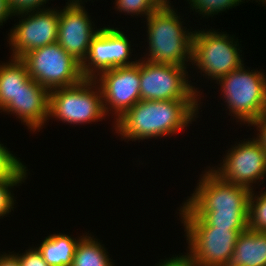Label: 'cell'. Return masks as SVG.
I'll return each instance as SVG.
<instances>
[{"label":"cell","instance_id":"obj_32","mask_svg":"<svg viewBox=\"0 0 266 266\" xmlns=\"http://www.w3.org/2000/svg\"><path fill=\"white\" fill-rule=\"evenodd\" d=\"M163 4H171L170 2V0H160Z\"/></svg>","mask_w":266,"mask_h":266},{"label":"cell","instance_id":"obj_33","mask_svg":"<svg viewBox=\"0 0 266 266\" xmlns=\"http://www.w3.org/2000/svg\"><path fill=\"white\" fill-rule=\"evenodd\" d=\"M257 2H262V4H266V0H256Z\"/></svg>","mask_w":266,"mask_h":266},{"label":"cell","instance_id":"obj_27","mask_svg":"<svg viewBox=\"0 0 266 266\" xmlns=\"http://www.w3.org/2000/svg\"><path fill=\"white\" fill-rule=\"evenodd\" d=\"M155 266H197V264L194 262V259L188 254L186 255H178L172 258L169 257L163 260L162 262L159 261V263Z\"/></svg>","mask_w":266,"mask_h":266},{"label":"cell","instance_id":"obj_22","mask_svg":"<svg viewBox=\"0 0 266 266\" xmlns=\"http://www.w3.org/2000/svg\"><path fill=\"white\" fill-rule=\"evenodd\" d=\"M190 4L192 11L199 13L203 18L213 17L218 13L224 12L231 8L241 5L244 3L243 0H187ZM242 2V3H241ZM240 3V4H239Z\"/></svg>","mask_w":266,"mask_h":266},{"label":"cell","instance_id":"obj_15","mask_svg":"<svg viewBox=\"0 0 266 266\" xmlns=\"http://www.w3.org/2000/svg\"><path fill=\"white\" fill-rule=\"evenodd\" d=\"M49 93L47 88L31 78L2 111L15 114L30 131H39L49 119Z\"/></svg>","mask_w":266,"mask_h":266},{"label":"cell","instance_id":"obj_12","mask_svg":"<svg viewBox=\"0 0 266 266\" xmlns=\"http://www.w3.org/2000/svg\"><path fill=\"white\" fill-rule=\"evenodd\" d=\"M188 254L197 266H226L237 237L248 228L184 227Z\"/></svg>","mask_w":266,"mask_h":266},{"label":"cell","instance_id":"obj_8","mask_svg":"<svg viewBox=\"0 0 266 266\" xmlns=\"http://www.w3.org/2000/svg\"><path fill=\"white\" fill-rule=\"evenodd\" d=\"M188 75L187 67L157 64L141 57L140 100H200L202 93Z\"/></svg>","mask_w":266,"mask_h":266},{"label":"cell","instance_id":"obj_2","mask_svg":"<svg viewBox=\"0 0 266 266\" xmlns=\"http://www.w3.org/2000/svg\"><path fill=\"white\" fill-rule=\"evenodd\" d=\"M201 100H139L114 120L115 133L128 141L167 137L198 118ZM199 102V103H198Z\"/></svg>","mask_w":266,"mask_h":266},{"label":"cell","instance_id":"obj_23","mask_svg":"<svg viewBox=\"0 0 266 266\" xmlns=\"http://www.w3.org/2000/svg\"><path fill=\"white\" fill-rule=\"evenodd\" d=\"M115 8L120 13L126 15H141L144 18L150 16L154 11L161 8L164 4L160 0H115ZM146 16V17H145Z\"/></svg>","mask_w":266,"mask_h":266},{"label":"cell","instance_id":"obj_29","mask_svg":"<svg viewBox=\"0 0 266 266\" xmlns=\"http://www.w3.org/2000/svg\"><path fill=\"white\" fill-rule=\"evenodd\" d=\"M13 16V11L8 3V0H0V26H3L9 17ZM1 28V27H0Z\"/></svg>","mask_w":266,"mask_h":266},{"label":"cell","instance_id":"obj_3","mask_svg":"<svg viewBox=\"0 0 266 266\" xmlns=\"http://www.w3.org/2000/svg\"><path fill=\"white\" fill-rule=\"evenodd\" d=\"M180 17L171 4H164L146 18L149 49L142 59L183 67L190 64L194 31L186 30Z\"/></svg>","mask_w":266,"mask_h":266},{"label":"cell","instance_id":"obj_9","mask_svg":"<svg viewBox=\"0 0 266 266\" xmlns=\"http://www.w3.org/2000/svg\"><path fill=\"white\" fill-rule=\"evenodd\" d=\"M16 15L22 19L10 29L7 41L12 58L21 59L31 50L57 42L59 10L49 7L13 13Z\"/></svg>","mask_w":266,"mask_h":266},{"label":"cell","instance_id":"obj_19","mask_svg":"<svg viewBox=\"0 0 266 266\" xmlns=\"http://www.w3.org/2000/svg\"><path fill=\"white\" fill-rule=\"evenodd\" d=\"M108 254L104 244L86 233L76 246L72 266H115Z\"/></svg>","mask_w":266,"mask_h":266},{"label":"cell","instance_id":"obj_30","mask_svg":"<svg viewBox=\"0 0 266 266\" xmlns=\"http://www.w3.org/2000/svg\"><path fill=\"white\" fill-rule=\"evenodd\" d=\"M4 253H0V266H20L18 258L12 252Z\"/></svg>","mask_w":266,"mask_h":266},{"label":"cell","instance_id":"obj_26","mask_svg":"<svg viewBox=\"0 0 266 266\" xmlns=\"http://www.w3.org/2000/svg\"><path fill=\"white\" fill-rule=\"evenodd\" d=\"M48 1L49 0H8V3L13 13H16L27 10L45 9L44 4Z\"/></svg>","mask_w":266,"mask_h":266},{"label":"cell","instance_id":"obj_21","mask_svg":"<svg viewBox=\"0 0 266 266\" xmlns=\"http://www.w3.org/2000/svg\"><path fill=\"white\" fill-rule=\"evenodd\" d=\"M248 229L266 232V190L255 194L251 191L249 198Z\"/></svg>","mask_w":266,"mask_h":266},{"label":"cell","instance_id":"obj_20","mask_svg":"<svg viewBox=\"0 0 266 266\" xmlns=\"http://www.w3.org/2000/svg\"><path fill=\"white\" fill-rule=\"evenodd\" d=\"M1 143V142H0ZM9 151V149L0 144V180L4 179H27V167Z\"/></svg>","mask_w":266,"mask_h":266},{"label":"cell","instance_id":"obj_25","mask_svg":"<svg viewBox=\"0 0 266 266\" xmlns=\"http://www.w3.org/2000/svg\"><path fill=\"white\" fill-rule=\"evenodd\" d=\"M19 260L20 266H49L37 248L30 247L24 253H13ZM22 254V255H21Z\"/></svg>","mask_w":266,"mask_h":266},{"label":"cell","instance_id":"obj_28","mask_svg":"<svg viewBox=\"0 0 266 266\" xmlns=\"http://www.w3.org/2000/svg\"><path fill=\"white\" fill-rule=\"evenodd\" d=\"M254 125V126H253ZM248 126H256L257 136L254 138L266 151V113L262 114Z\"/></svg>","mask_w":266,"mask_h":266},{"label":"cell","instance_id":"obj_7","mask_svg":"<svg viewBox=\"0 0 266 266\" xmlns=\"http://www.w3.org/2000/svg\"><path fill=\"white\" fill-rule=\"evenodd\" d=\"M21 60L26 64L30 77L49 91L71 87L85 79L81 62L58 42L31 50Z\"/></svg>","mask_w":266,"mask_h":266},{"label":"cell","instance_id":"obj_11","mask_svg":"<svg viewBox=\"0 0 266 266\" xmlns=\"http://www.w3.org/2000/svg\"><path fill=\"white\" fill-rule=\"evenodd\" d=\"M130 43L126 34L118 28H100L90 43L87 57L81 63L84 78L94 79L106 70L136 64L138 60L130 59L133 51Z\"/></svg>","mask_w":266,"mask_h":266},{"label":"cell","instance_id":"obj_13","mask_svg":"<svg viewBox=\"0 0 266 266\" xmlns=\"http://www.w3.org/2000/svg\"><path fill=\"white\" fill-rule=\"evenodd\" d=\"M94 80L100 87L106 115L114 112L117 120L140 100V59L134 65L106 70Z\"/></svg>","mask_w":266,"mask_h":266},{"label":"cell","instance_id":"obj_5","mask_svg":"<svg viewBox=\"0 0 266 266\" xmlns=\"http://www.w3.org/2000/svg\"><path fill=\"white\" fill-rule=\"evenodd\" d=\"M214 29L194 31L191 64L200 69L201 75L218 80L244 63L238 38ZM203 73V74H202Z\"/></svg>","mask_w":266,"mask_h":266},{"label":"cell","instance_id":"obj_16","mask_svg":"<svg viewBox=\"0 0 266 266\" xmlns=\"http://www.w3.org/2000/svg\"><path fill=\"white\" fill-rule=\"evenodd\" d=\"M226 266H266V232L240 233Z\"/></svg>","mask_w":266,"mask_h":266},{"label":"cell","instance_id":"obj_14","mask_svg":"<svg viewBox=\"0 0 266 266\" xmlns=\"http://www.w3.org/2000/svg\"><path fill=\"white\" fill-rule=\"evenodd\" d=\"M92 23L82 4L66 3L59 10L57 42L81 63L87 57L92 39L100 30Z\"/></svg>","mask_w":266,"mask_h":266},{"label":"cell","instance_id":"obj_4","mask_svg":"<svg viewBox=\"0 0 266 266\" xmlns=\"http://www.w3.org/2000/svg\"><path fill=\"white\" fill-rule=\"evenodd\" d=\"M244 64L218 79L221 95L227 103L229 115L240 124H250L266 113V74Z\"/></svg>","mask_w":266,"mask_h":266},{"label":"cell","instance_id":"obj_1","mask_svg":"<svg viewBox=\"0 0 266 266\" xmlns=\"http://www.w3.org/2000/svg\"><path fill=\"white\" fill-rule=\"evenodd\" d=\"M194 190L178 210L184 227L248 228L251 190L223 180L210 166Z\"/></svg>","mask_w":266,"mask_h":266},{"label":"cell","instance_id":"obj_18","mask_svg":"<svg viewBox=\"0 0 266 266\" xmlns=\"http://www.w3.org/2000/svg\"><path fill=\"white\" fill-rule=\"evenodd\" d=\"M10 58L8 63H0V110L15 99L31 79L26 64L21 59Z\"/></svg>","mask_w":266,"mask_h":266},{"label":"cell","instance_id":"obj_6","mask_svg":"<svg viewBox=\"0 0 266 266\" xmlns=\"http://www.w3.org/2000/svg\"><path fill=\"white\" fill-rule=\"evenodd\" d=\"M106 116L102 93L94 79H84L79 84L56 88L49 93V119L84 125L105 120Z\"/></svg>","mask_w":266,"mask_h":266},{"label":"cell","instance_id":"obj_10","mask_svg":"<svg viewBox=\"0 0 266 266\" xmlns=\"http://www.w3.org/2000/svg\"><path fill=\"white\" fill-rule=\"evenodd\" d=\"M238 143L236 142L237 145L235 144L227 150L223 161L218 165L220 167L214 168L212 166L211 170L223 180L244 186L252 191L254 183L260 181H262L260 184L264 183L266 151L254 137Z\"/></svg>","mask_w":266,"mask_h":266},{"label":"cell","instance_id":"obj_24","mask_svg":"<svg viewBox=\"0 0 266 266\" xmlns=\"http://www.w3.org/2000/svg\"><path fill=\"white\" fill-rule=\"evenodd\" d=\"M26 179H4L0 180V219L1 216L4 217L6 215H9L11 210L14 211V205H15V197L12 188L14 186H19L24 183ZM20 183V184H19Z\"/></svg>","mask_w":266,"mask_h":266},{"label":"cell","instance_id":"obj_17","mask_svg":"<svg viewBox=\"0 0 266 266\" xmlns=\"http://www.w3.org/2000/svg\"><path fill=\"white\" fill-rule=\"evenodd\" d=\"M84 236L73 238L65 233H55L47 236L36 247L49 266H72L76 246Z\"/></svg>","mask_w":266,"mask_h":266},{"label":"cell","instance_id":"obj_31","mask_svg":"<svg viewBox=\"0 0 266 266\" xmlns=\"http://www.w3.org/2000/svg\"><path fill=\"white\" fill-rule=\"evenodd\" d=\"M84 1L83 0H68L67 4H84Z\"/></svg>","mask_w":266,"mask_h":266}]
</instances>
